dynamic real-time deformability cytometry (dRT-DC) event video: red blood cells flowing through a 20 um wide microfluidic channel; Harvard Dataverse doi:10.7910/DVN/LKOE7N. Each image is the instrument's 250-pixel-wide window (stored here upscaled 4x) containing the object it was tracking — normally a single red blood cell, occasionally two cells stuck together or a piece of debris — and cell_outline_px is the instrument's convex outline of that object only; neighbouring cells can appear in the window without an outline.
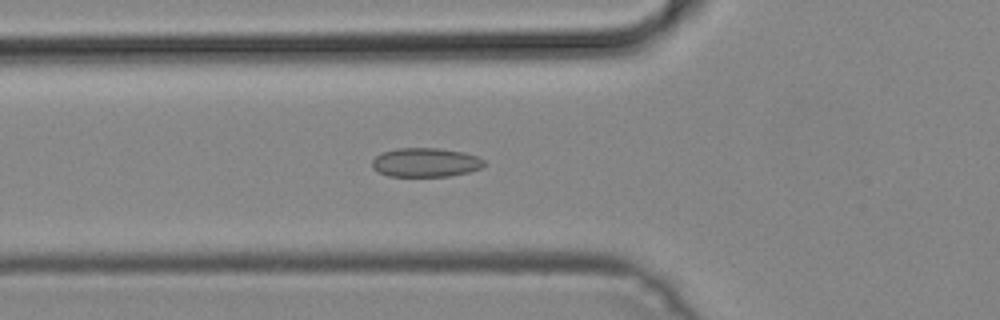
{"species": "common noctule bat (a hibernating species)", "species_latin": "Nyctalus noctula", "temperature_condition": "cold", "stored_images_in_passage": 50, "camera_frame_rate_fps": 3000, "um_per_image_px": 0.085, "animal": {"sex": "male", "body_mass_g": 19.2, "forearm_length_mm": 51.8}, "frame": {"image": 1, "passage_image": 18, "time_ms": 5.667, "image_size_px": [1000, 320], "cell_outline_px": [[484, 164], [480, 168], [468, 172], [448, 176], [388, 176], [372, 168], [372, 160], [376, 156], [384, 152], [396, 148], [440, 148], [464, 152], [476, 156], [484, 160]], "centroid_in_image_um": [36.16, 13.8], "position_along_channel_um": 89.6, "area_um2": 18.84}}
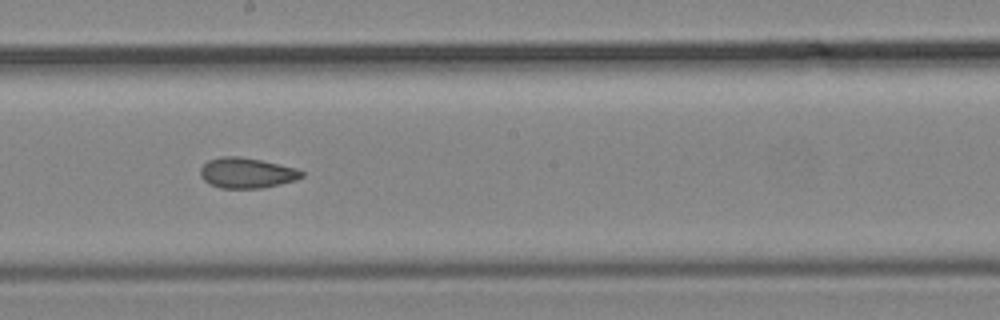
{"frame": {"image": 2, "passage_image": 28, "time_ms": 9.0, "image_size_px": [1000, 320], "cell_outline_px": [[304, 176], [296, 180], [264, 188], [220, 188], [208, 184], [200, 176], [200, 168], [208, 160], [224, 156], [240, 156], [260, 160], [296, 168], [304, 172]], "centroid_in_image_um": [20.96, 14.7], "position_along_channel_um": 227.2, "area_um2": 18.03}}
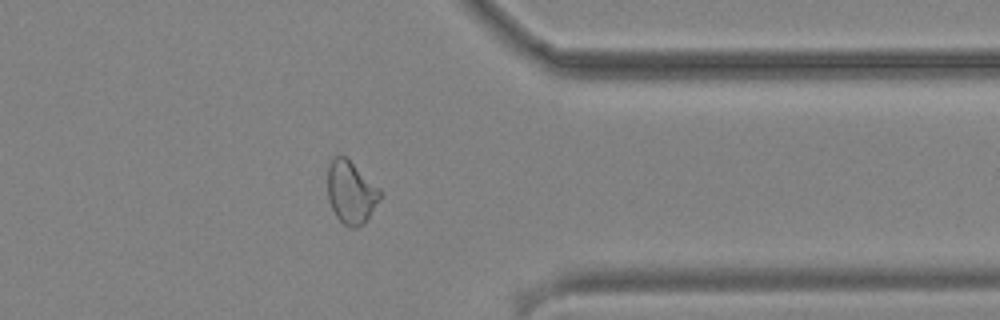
{"frame": {"image": 3, "passage_image": 40, "time_ms": 13.0, "image_size_px": [1000, 320], "cell_outline_px": [[380, 200], [364, 224], [356, 228], [352, 228], [344, 224], [336, 216], [328, 200], [328, 164], [332, 156], [344, 156], [380, 188]], "centroid_in_image_um": [29.82, 16.36], "position_along_channel_um": 381.6, "area_um2": 19.07}}